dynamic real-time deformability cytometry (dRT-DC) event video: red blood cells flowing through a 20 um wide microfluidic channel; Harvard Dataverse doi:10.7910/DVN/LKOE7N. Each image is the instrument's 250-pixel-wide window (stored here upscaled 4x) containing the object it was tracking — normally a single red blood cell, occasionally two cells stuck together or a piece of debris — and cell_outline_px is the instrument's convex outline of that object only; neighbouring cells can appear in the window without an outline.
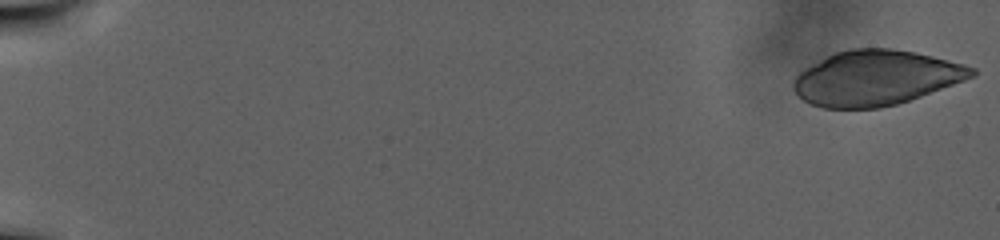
{"species": "human", "species_latin": "Homo sapiens", "temperature_condition": "warm", "stored_images_in_passage": 65, "camera_frame_rate_fps": 3000, "um_per_image_px": 0.085, "donor": {"sex": "male"}, "frame": {"image": 1, "passage_image": 1, "time_ms": 0.0, "image_size_px": [1000, 240], "cell_outline_px": [[976, 76], [920, 96], [896, 104], [880, 108], [824, 108], [812, 104], [804, 100], [792, 88], [792, 84], [796, 76], [804, 68], [832, 52], [848, 48], [892, 48], [916, 52], [964, 64], [976, 68]], "centroid_in_image_um": [74.43, 6.6], "position_along_channel_um": 10.6, "area_um2": 57.16}}
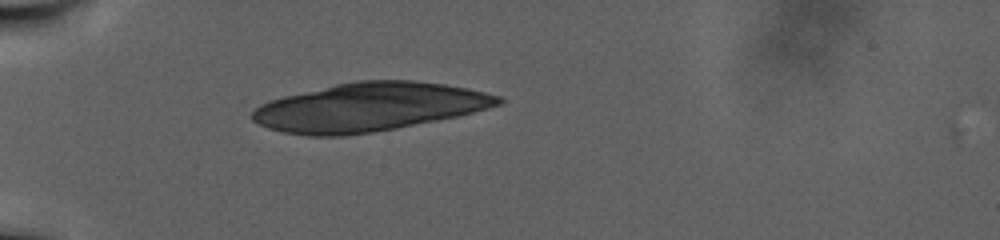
{"frame": {"image": 2, "passage_image": 34, "time_ms": 11.0, "image_size_px": [1000, 240], "cell_outline_px": [[504, 100], [500, 104], [488, 108], [456, 116], [396, 128], [372, 132], [344, 136], [308, 136], [284, 132], [268, 128], [252, 120], [252, 112], [260, 104], [268, 100], [284, 96], [336, 84], [356, 80], [416, 80], [444, 84], [468, 88], [500, 96]], "centroid_in_image_um": [31.35, 9.1], "position_along_channel_um": 53.6, "area_um2": 69.13}}